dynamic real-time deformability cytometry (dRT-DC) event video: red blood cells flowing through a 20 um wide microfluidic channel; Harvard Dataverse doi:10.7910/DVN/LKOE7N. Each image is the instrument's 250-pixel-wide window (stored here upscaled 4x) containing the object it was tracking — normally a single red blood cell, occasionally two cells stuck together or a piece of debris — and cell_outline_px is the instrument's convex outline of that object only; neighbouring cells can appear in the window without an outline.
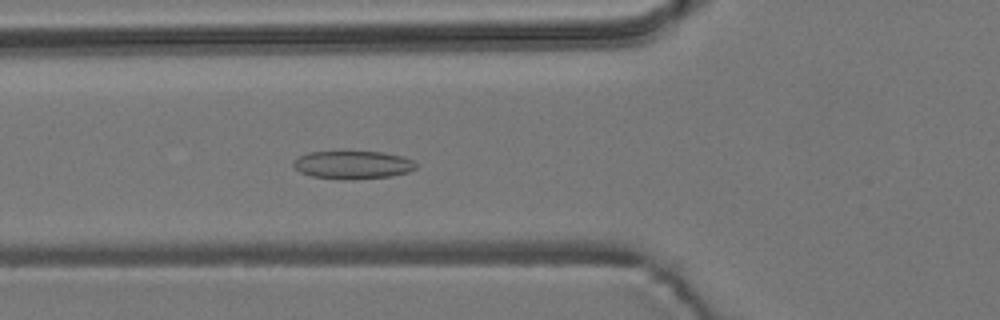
{"species": "common noctule bat (a hibernating species)", "species_latin": "Nyctalus noctula", "temperature_condition": "room temperature", "stored_images_in_passage": 49, "camera_frame_rate_fps": 3000, "um_per_image_px": 0.085, "animal": {"sex": "male", "body_mass_g": 19.2, "forearm_length_mm": 51.8}, "frame": {"image": 1, "passage_image": 21, "time_ms": 6.667, "image_size_px": [1000, 320], "cell_outline_px": [[416, 168], [408, 172], [392, 176], [312, 176], [300, 172], [292, 164], [292, 160], [308, 152], [384, 152], [400, 156], [412, 160], [416, 164]], "centroid_in_image_um": [29.98, 13.95], "position_along_channel_um": 95.8, "area_um2": 18.79}}
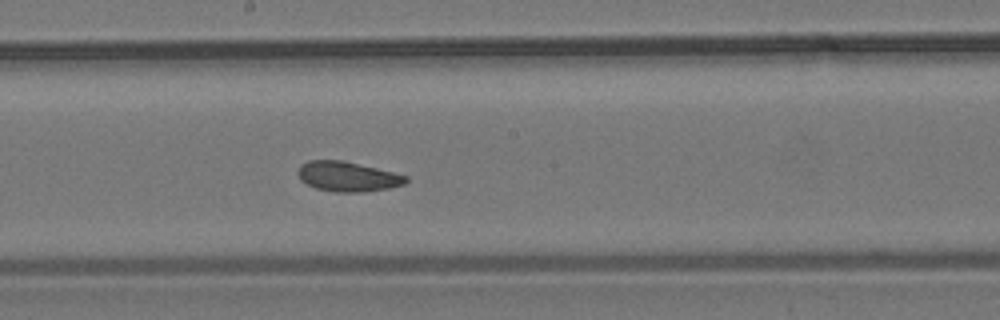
{"frame": {"image": 2, "passage_image": 31, "time_ms": 10.0, "image_size_px": [1000, 320], "cell_outline_px": [[408, 180], [404, 184], [388, 188], [364, 192], [336, 192], [316, 188], [300, 180], [296, 172], [300, 164], [308, 160], [344, 160], [408, 176]], "centroid_in_image_um": [29.51, 15.0], "position_along_channel_um": 218.7, "area_um2": 18.84}}
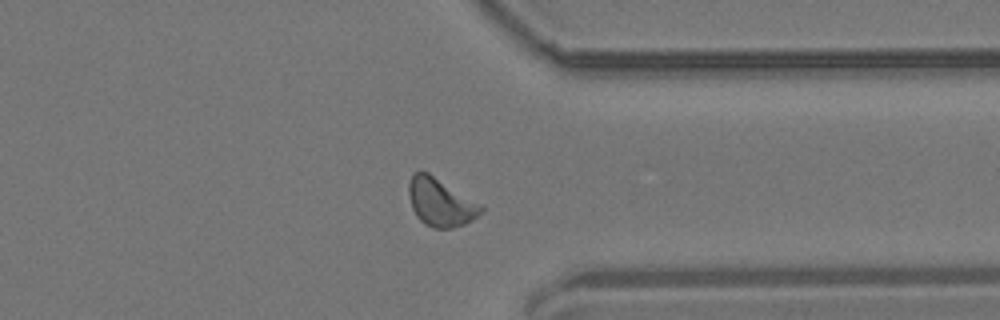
{"frame": {"image": 3, "passage_image": 44, "time_ms": 14.333, "image_size_px": [1000, 320], "cell_outline_px": [[484, 212], [472, 220], [464, 224], [452, 228], [432, 228], [424, 224], [416, 216], [412, 208], [408, 196], [408, 184], [412, 172], [428, 172], [480, 204], [484, 208]], "centroid_in_image_um": [37.42, 17.21], "position_along_channel_um": 374.0, "area_um2": 20.23}, "authors_computed_cell_mechanics": {"area_um2": 19.4208, "velocity_mm_per_s": 3.6735, "shape_relaxation_time_tau1_ms": 4.4986, "shape_relaxation_time_tau2_ms": 2.3027, "deformation_change_tau1": 0.1053, "deformation_change_tau2": 0.0794}}